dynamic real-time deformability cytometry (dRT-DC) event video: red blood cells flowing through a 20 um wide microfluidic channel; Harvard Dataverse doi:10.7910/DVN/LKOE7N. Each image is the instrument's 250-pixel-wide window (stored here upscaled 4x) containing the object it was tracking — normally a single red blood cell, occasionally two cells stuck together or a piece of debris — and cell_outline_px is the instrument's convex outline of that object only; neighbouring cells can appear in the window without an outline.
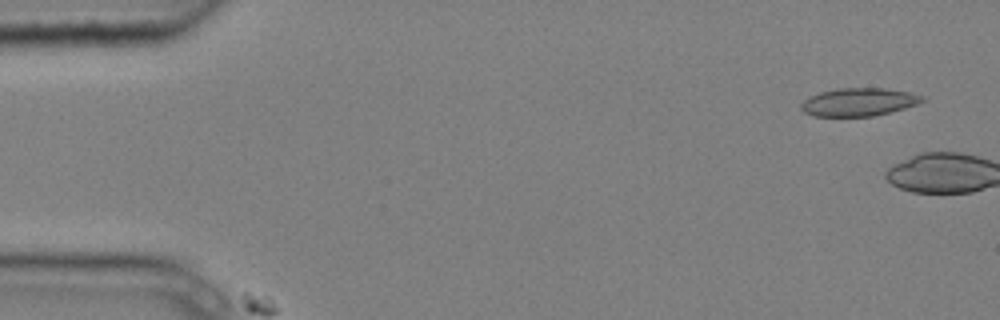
{"species": "common noctule bat (a hibernating species)", "species_latin": "Nyctalus noctula", "temperature_condition": "cold", "stored_images_in_passage": 8, "camera_frame_rate_fps": 3000, "um_per_image_px": 0.085, "animal": {"sex": "male", "body_mass_g": 20.4}, "frame": {"image": 1, "passage_image": 1, "time_ms": 0.0, "image_size_px": [1000, 320], "cell_outline_px": [[924, 100], [916, 104], [904, 108], [872, 116], [812, 116], [804, 112], [800, 108], [800, 104], [804, 100], [820, 92], [836, 88], [884, 88], [912, 92], [924, 96]], "centroid_in_image_um": [72.98, 8.66], "position_along_channel_um": 12.0, "area_um2": 19.71}}